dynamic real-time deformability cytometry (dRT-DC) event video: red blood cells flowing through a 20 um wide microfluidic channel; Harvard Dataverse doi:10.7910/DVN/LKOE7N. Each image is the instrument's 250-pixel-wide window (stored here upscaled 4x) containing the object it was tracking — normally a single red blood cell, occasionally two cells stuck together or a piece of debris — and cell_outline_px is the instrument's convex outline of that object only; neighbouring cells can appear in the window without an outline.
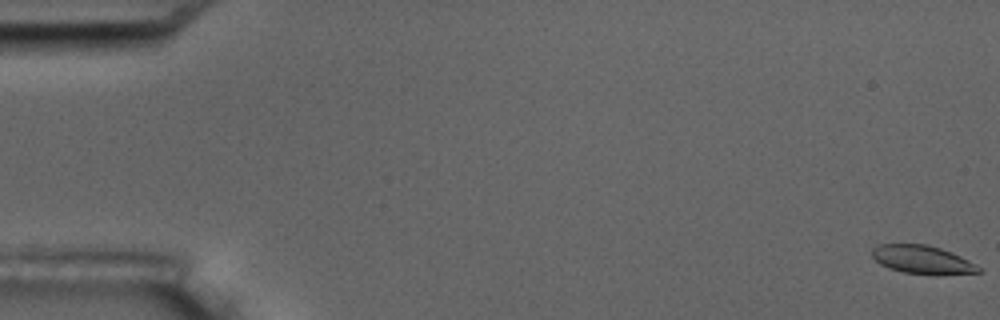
{"species": "common noctule bat (a hibernating species)", "species_latin": "Nyctalus noctula", "temperature_condition": "room temperature", "stored_images_in_passage": 5, "camera_frame_rate_fps": 3000, "um_per_image_px": 0.085, "animal": {"sex": "male", "body_mass_g": 17.5, "forearm_length_mm": 52.3}, "frame": {"image": 1, "passage_image": 1, "time_ms": 0.0, "image_size_px": [1000, 320], "cell_outline_px": [[984, 272], [904, 272], [888, 268], [880, 264], [872, 256], [872, 248], [876, 244], [928, 244], [952, 252], [984, 268]], "centroid_in_image_um": [78.35, 22.01], "position_along_channel_um": 6.7, "area_um2": 16.94}}
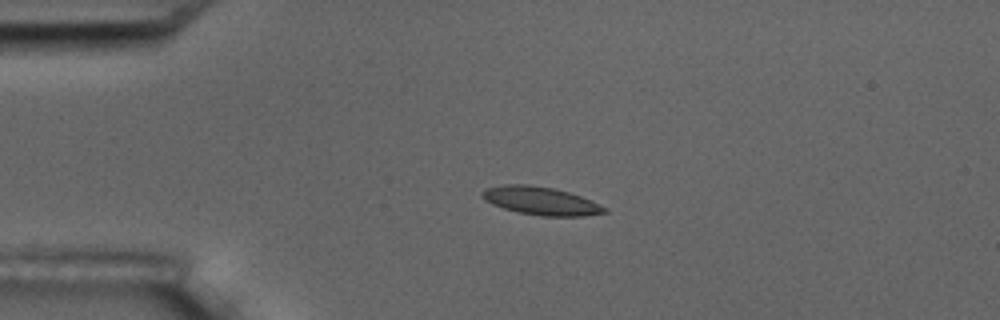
{"frame": {"image": 2, "passage_image": 4, "time_ms": 4.333, "image_size_px": [1000, 320], "cell_outline_px": [[608, 212], [584, 216], [540, 216], [520, 212], [504, 208], [492, 204], [484, 200], [480, 196], [480, 192], [484, 188], [504, 184], [528, 184], [552, 188], [568, 192], [580, 196], [608, 208]], "centroid_in_image_um": [45.93, 17.07], "position_along_channel_um": 39.1, "area_um2": 20.06}}